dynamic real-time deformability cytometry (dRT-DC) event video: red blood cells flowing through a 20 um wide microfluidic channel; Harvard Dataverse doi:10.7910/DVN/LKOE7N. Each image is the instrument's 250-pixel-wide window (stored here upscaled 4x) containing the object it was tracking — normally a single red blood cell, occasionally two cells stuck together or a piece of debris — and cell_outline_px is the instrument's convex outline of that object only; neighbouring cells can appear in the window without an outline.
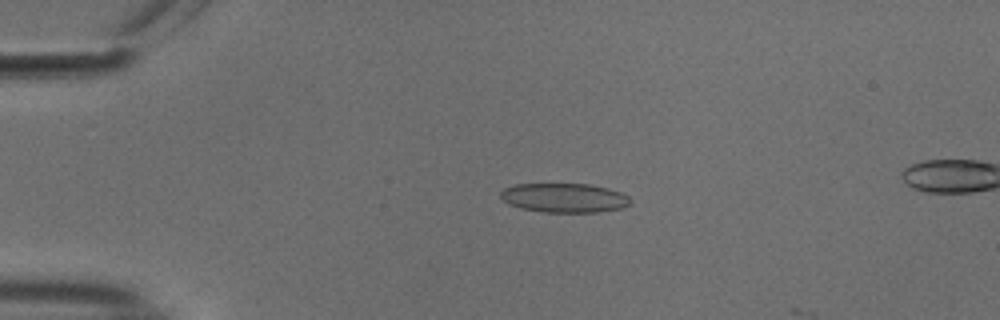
{"species": "common noctule bat (a hibernating species)", "species_latin": "Nyctalus noctula", "temperature_condition": "cold", "stored_images_in_passage": 8, "camera_frame_rate_fps": 3000, "um_per_image_px": 0.085, "animal": {"sex": "male", "body_mass_g": 18.8}, "frame": {"image": 1, "passage_image": 6, "time_ms": 1.667, "image_size_px": [1000, 320], "cell_outline_px": [[632, 204], [624, 208], [600, 212], [544, 212], [520, 208], [508, 204], [500, 196], [500, 192], [504, 188], [516, 184], [588, 184], [608, 188], [620, 192], [628, 196], [632, 200]], "centroid_in_image_um": [48.0, 16.82], "position_along_channel_um": 37.0, "area_um2": 22.31}}